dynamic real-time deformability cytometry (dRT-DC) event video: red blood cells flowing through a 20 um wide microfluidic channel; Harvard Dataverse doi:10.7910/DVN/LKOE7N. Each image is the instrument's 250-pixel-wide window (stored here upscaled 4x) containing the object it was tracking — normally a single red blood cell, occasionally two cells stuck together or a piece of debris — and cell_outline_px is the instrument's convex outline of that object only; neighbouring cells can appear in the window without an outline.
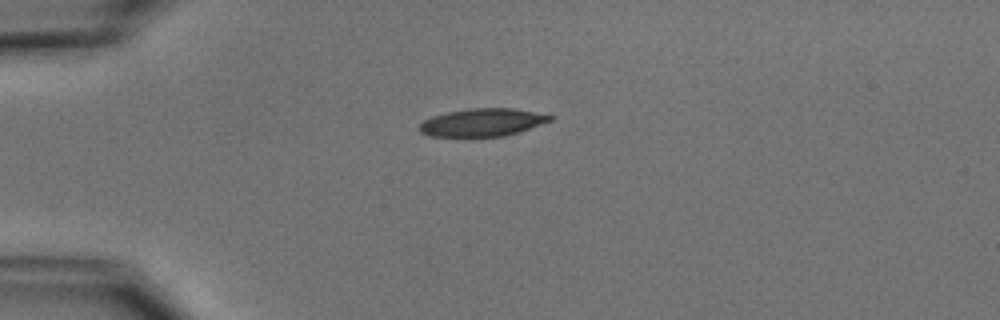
{"species": "common noctule bat (a hibernating species)", "species_latin": "Nyctalus noctula", "temperature_condition": "cold", "stored_images_in_passage": 2, "camera_frame_rate_fps": 3000, "um_per_image_px": 0.085, "animal": {"sex": "male", "body_mass_g": 15.6}, "frame": {"image": 1, "passage_image": 1, "time_ms": 0.0, "image_size_px": [1000, 320], "cell_outline_px": [[556, 116], [552, 120], [504, 136], [432, 136], [420, 132], [420, 124], [424, 120], [432, 116], [448, 112], [468, 108], [512, 108]], "centroid_in_image_um": [40.99, 10.39], "position_along_channel_um": 44.0, "area_um2": 20.81}}